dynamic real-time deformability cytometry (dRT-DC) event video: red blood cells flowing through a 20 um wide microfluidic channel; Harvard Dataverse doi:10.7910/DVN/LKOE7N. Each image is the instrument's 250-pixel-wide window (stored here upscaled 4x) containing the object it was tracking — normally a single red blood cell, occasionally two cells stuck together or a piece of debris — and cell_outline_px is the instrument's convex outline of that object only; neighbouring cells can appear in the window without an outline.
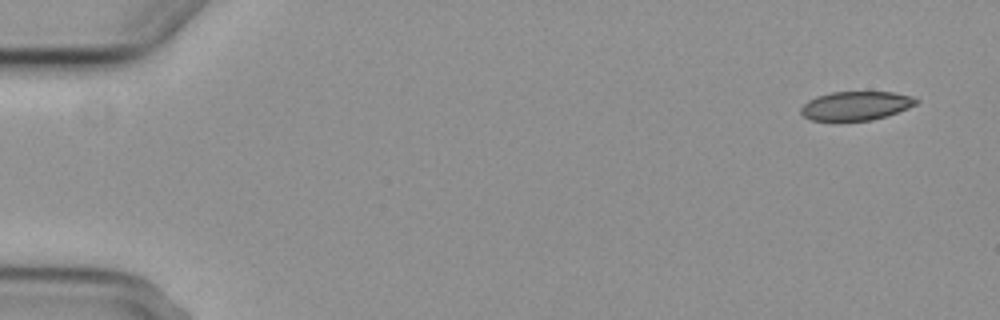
{"species": "common noctule bat (a hibernating species)", "species_latin": "Nyctalus noctula", "temperature_condition": "cold", "stored_images_in_passage": 3, "camera_frame_rate_fps": 3000, "um_per_image_px": 0.085, "animal": {"sex": "female", "body_mass_g": 29.2, "forearm_length_mm": 56.3}, "frame": {"image": 1, "passage_image": 1, "time_ms": 0.0, "image_size_px": [1000, 320], "cell_outline_px": [[920, 100], [916, 104], [908, 108], [872, 120], [812, 120], [804, 116], [800, 112], [800, 108], [808, 100], [816, 96], [832, 92], [892, 92], [912, 96]], "centroid_in_image_um": [72.74, 8.98], "position_along_channel_um": 12.3, "area_um2": 19.19}}